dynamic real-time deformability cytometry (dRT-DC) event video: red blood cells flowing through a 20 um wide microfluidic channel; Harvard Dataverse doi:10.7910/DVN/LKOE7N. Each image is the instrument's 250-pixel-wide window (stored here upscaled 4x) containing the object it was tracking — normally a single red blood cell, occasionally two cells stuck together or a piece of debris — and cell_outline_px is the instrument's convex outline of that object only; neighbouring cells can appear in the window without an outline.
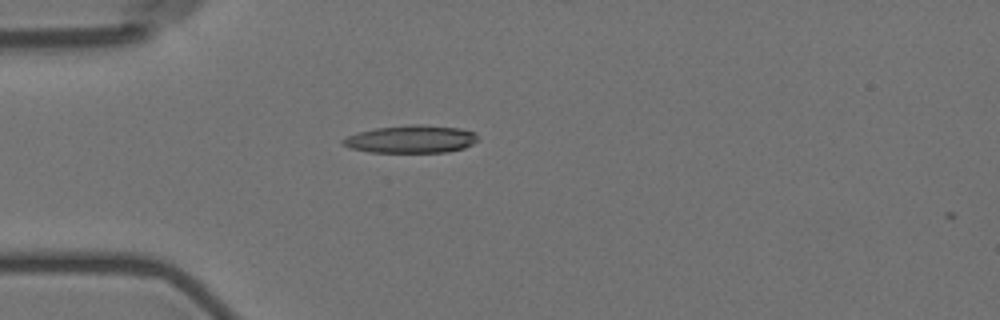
{"species": "Egyptian fruit bat (a non-hibernating species)", "species_latin": "Rousettus aegyptiacus", "temperature_condition": "room temperature", "stored_images_in_passage": 5, "camera_frame_rate_fps": 3000, "um_per_image_px": 0.085, "animal": {"sex": "female"}, "frame": {"image": 1, "passage_image": 5, "time_ms": 4.667, "image_size_px": [1000, 320], "cell_outline_px": [[476, 140], [472, 144], [464, 148], [448, 152], [368, 152], [352, 148], [344, 144], [340, 140], [348, 136], [360, 132], [376, 128], [408, 124], [420, 124], [460, 128], [476, 132]], "centroid_in_image_um": [34.97, 11.82], "position_along_channel_um": 50.0, "area_um2": 21.68}}